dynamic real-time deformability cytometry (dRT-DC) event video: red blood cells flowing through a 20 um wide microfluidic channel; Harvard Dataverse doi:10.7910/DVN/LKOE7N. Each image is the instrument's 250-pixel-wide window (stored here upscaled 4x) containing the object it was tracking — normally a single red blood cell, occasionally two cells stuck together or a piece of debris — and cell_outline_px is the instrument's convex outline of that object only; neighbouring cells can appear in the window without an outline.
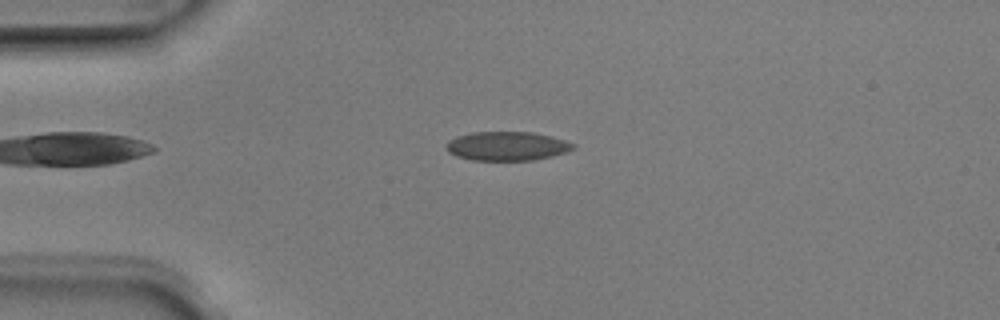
{"species": "Egyptian fruit bat (a non-hibernating species)", "species_latin": "Rousettus aegyptiacus", "temperature_condition": "room temperature", "stored_images_in_passage": 3, "camera_frame_rate_fps": 3000, "um_per_image_px": 0.085, "animal": {"sex": "male"}, "frame": {"image": 1, "passage_image": 1, "time_ms": 0.0, "image_size_px": [1000, 320], "cell_outline_px": [[576, 148], [552, 156], [532, 160], [472, 160], [456, 156], [448, 152], [444, 144], [448, 140], [456, 136], [472, 132], [532, 132], [552, 136], [576, 144]], "centroid_in_image_um": [43.07, 12.41], "position_along_channel_um": 41.9, "area_um2": 21.56}}
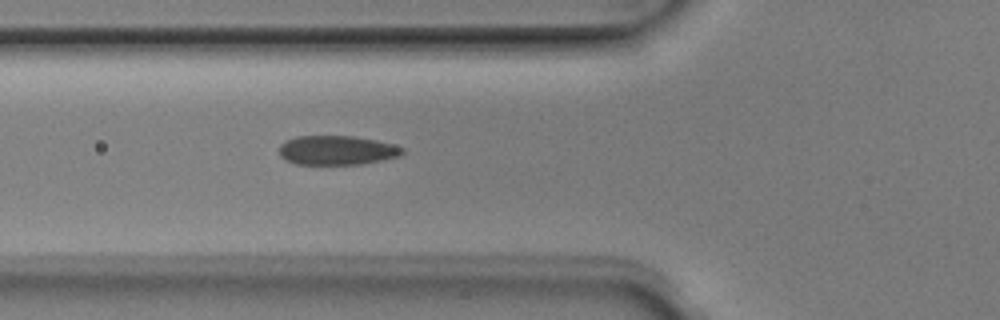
{"frame": {"image": 2, "passage_image": 3, "time_ms": 0.667, "image_size_px": [1000, 320], "cell_outline_px": [[404, 152], [400, 156], [360, 164], [296, 164], [284, 160], [280, 156], [280, 144], [284, 140], [296, 136], [352, 136], [376, 140], [392, 144], [404, 148]], "centroid_in_image_um": [28.6, 12.77], "position_along_channel_um": 97.2, "area_um2": 21.04}}